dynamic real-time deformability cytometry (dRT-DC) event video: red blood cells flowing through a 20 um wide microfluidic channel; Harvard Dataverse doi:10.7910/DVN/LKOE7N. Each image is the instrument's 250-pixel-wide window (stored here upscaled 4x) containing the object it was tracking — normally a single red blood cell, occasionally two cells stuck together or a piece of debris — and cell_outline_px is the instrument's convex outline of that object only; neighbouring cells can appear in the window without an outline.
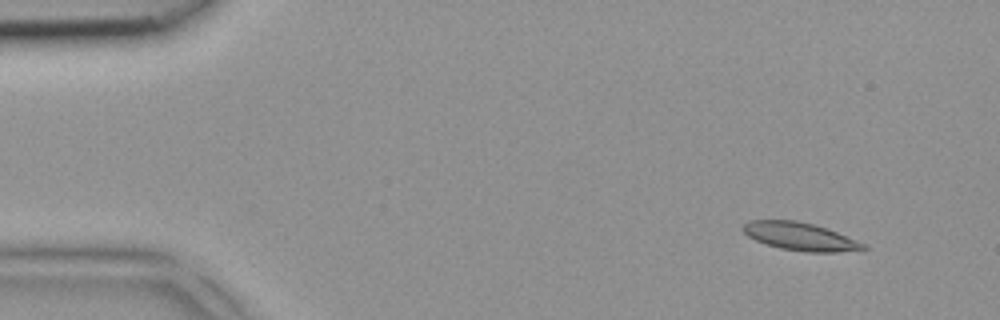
{"species": "common noctule bat (a hibernating species)", "species_latin": "Nyctalus noctula", "temperature_condition": "room temperature", "stored_images_in_passage": 3, "camera_frame_rate_fps": 3000, "um_per_image_px": 0.085, "animal": {"sex": "female", "body_mass_g": 18.4}, "frame": {"image": 1, "passage_image": 1, "time_ms": 0.0, "image_size_px": [1000, 320], "cell_outline_px": [[868, 248], [836, 252], [804, 252], [780, 248], [756, 240], [748, 236], [740, 228], [744, 224], [752, 220], [796, 220], [828, 228], [868, 244]], "centroid_in_image_um": [68.04, 20.1], "position_along_channel_um": 17.0, "area_um2": 19.59}}